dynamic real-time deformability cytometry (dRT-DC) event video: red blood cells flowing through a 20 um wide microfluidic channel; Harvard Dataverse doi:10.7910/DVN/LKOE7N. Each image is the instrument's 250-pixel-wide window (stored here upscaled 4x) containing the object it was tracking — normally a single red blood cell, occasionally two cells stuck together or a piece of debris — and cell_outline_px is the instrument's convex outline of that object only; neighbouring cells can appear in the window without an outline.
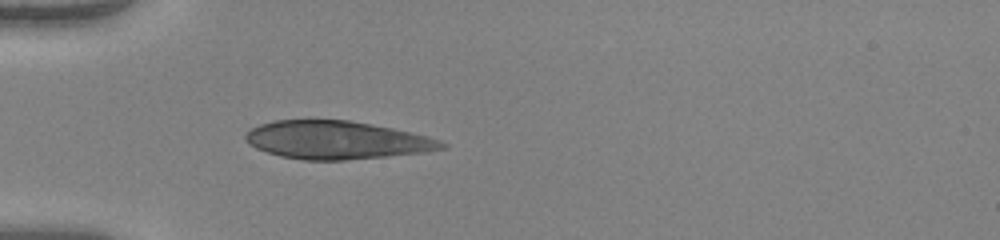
{"species": "human", "species_latin": "Homo sapiens", "temperature_condition": "warm", "stored_images_in_passage": 35, "camera_frame_rate_fps": 3000, "um_per_image_px": 0.085, "donor": {"sex": "female"}, "frame": {"image": 1, "passage_image": 1, "time_ms": 0.0, "image_size_px": [1000, 240], "cell_outline_px": [[448, 148], [424, 152], [388, 156], [344, 160], [304, 160], [280, 156], [256, 148], [248, 144], [244, 140], [244, 136], [252, 128], [260, 124], [272, 120], [348, 120], [372, 124], [392, 128], [428, 136], [440, 140], [448, 144]], "centroid_in_image_um": [28.62, 11.91], "position_along_channel_um": 56.4, "area_um2": 43.58}}
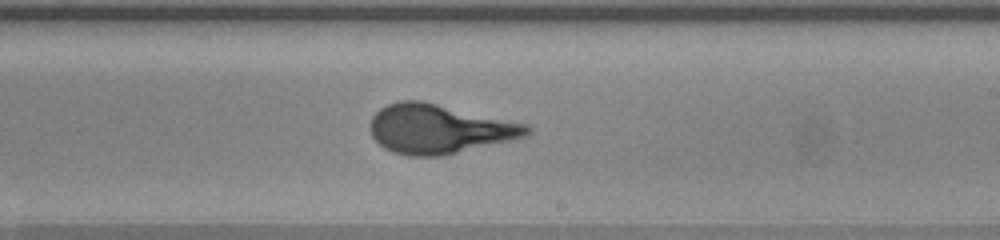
{"frame": {"image": 2, "passage_image": 16, "time_ms": 5.0, "image_size_px": [1000, 240], "cell_outline_px": [[532, 132], [528, 136], [440, 156], [408, 156], [384, 148], [372, 136], [368, 128], [368, 124], [372, 116], [380, 108], [388, 104], [400, 100], [420, 100], [532, 124]], "centroid_in_image_um": [37.35, 10.94], "position_along_channel_um": 251.6, "area_um2": 45.26}}
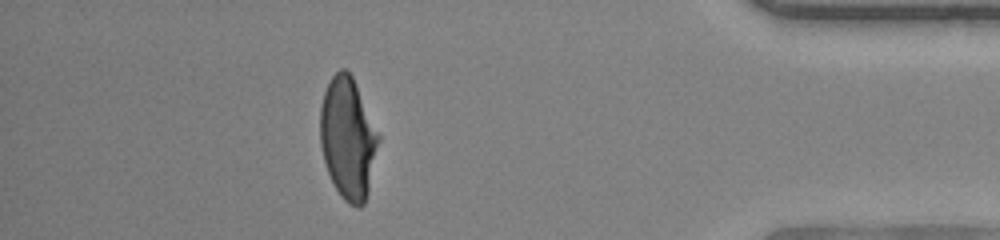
{"frame": {"image": 3, "passage_image": 30, "time_ms": 9.667, "image_size_px": [1000, 240], "cell_outline_px": [[380, 140], [368, 192], [364, 204], [360, 208], [356, 208], [348, 204], [340, 196], [328, 172], [324, 160], [320, 144], [320, 108], [324, 92], [332, 76], [340, 68], [344, 68], [352, 76], [380, 136]], "centroid_in_image_um": [29.57, 11.78], "position_along_channel_um": 405.6, "area_um2": 41.21}, "authors_computed_cell_mechanics": {"area_um2": 43.7546, "velocity_mm_per_s": 4.1085, "shape_relaxation_time_tau1_ms": 5.8478, "shape_relaxation_time_tau2_ms": null, "deformation_change_tau1": 0.2702, "deformation_change_tau2": null}}